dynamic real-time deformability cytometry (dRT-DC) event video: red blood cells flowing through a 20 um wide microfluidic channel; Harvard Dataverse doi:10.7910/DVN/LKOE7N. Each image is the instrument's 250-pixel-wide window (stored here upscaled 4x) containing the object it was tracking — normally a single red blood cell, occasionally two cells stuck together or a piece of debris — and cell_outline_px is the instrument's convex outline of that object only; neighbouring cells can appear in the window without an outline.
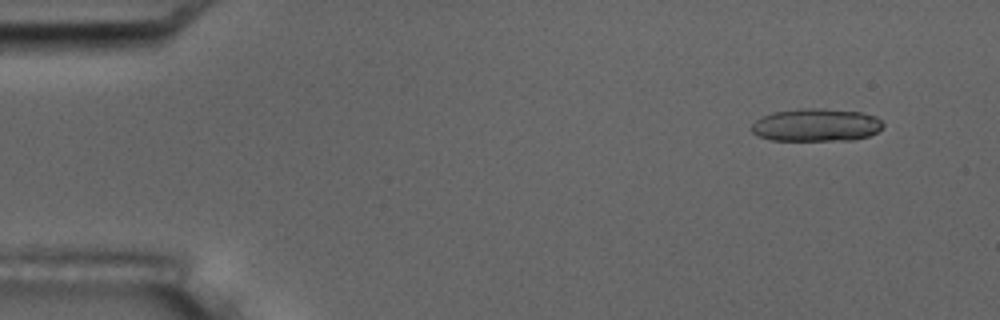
{"species": "common noctule bat (a hibernating species)", "species_latin": "Nyctalus noctula", "temperature_condition": "room temperature", "stored_images_in_passage": 6, "camera_frame_rate_fps": 3000, "um_per_image_px": 0.085, "animal": {"sex": "male", "body_mass_g": 17.5, "forearm_length_mm": 52.3}, "frame": {"image": 1, "passage_image": 2, "time_ms": 1.333, "image_size_px": [1000, 320], "cell_outline_px": [[884, 124], [876, 132], [868, 136], [852, 140], [772, 140], [760, 136], [752, 132], [752, 124], [760, 116], [772, 112], [796, 108], [824, 108], [860, 112], [876, 116]], "centroid_in_image_um": [69.36, 10.61], "position_along_channel_um": 15.6, "area_um2": 25.26}}